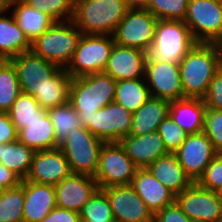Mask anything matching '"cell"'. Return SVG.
Masks as SVG:
<instances>
[{
    "instance_id": "1",
    "label": "cell",
    "mask_w": 222,
    "mask_h": 222,
    "mask_svg": "<svg viewBox=\"0 0 222 222\" xmlns=\"http://www.w3.org/2000/svg\"><path fill=\"white\" fill-rule=\"evenodd\" d=\"M179 67L184 97L203 98L221 68L217 44L196 42L179 62Z\"/></svg>"
},
{
    "instance_id": "2",
    "label": "cell",
    "mask_w": 222,
    "mask_h": 222,
    "mask_svg": "<svg viewBox=\"0 0 222 222\" xmlns=\"http://www.w3.org/2000/svg\"><path fill=\"white\" fill-rule=\"evenodd\" d=\"M117 81L105 72L72 78L69 102L87 127L97 110L114 101Z\"/></svg>"
},
{
    "instance_id": "3",
    "label": "cell",
    "mask_w": 222,
    "mask_h": 222,
    "mask_svg": "<svg viewBox=\"0 0 222 222\" xmlns=\"http://www.w3.org/2000/svg\"><path fill=\"white\" fill-rule=\"evenodd\" d=\"M128 9L125 0H75L72 21L82 34L112 35Z\"/></svg>"
},
{
    "instance_id": "4",
    "label": "cell",
    "mask_w": 222,
    "mask_h": 222,
    "mask_svg": "<svg viewBox=\"0 0 222 222\" xmlns=\"http://www.w3.org/2000/svg\"><path fill=\"white\" fill-rule=\"evenodd\" d=\"M82 33L72 20L54 22L31 42V51L62 69L70 63Z\"/></svg>"
},
{
    "instance_id": "5",
    "label": "cell",
    "mask_w": 222,
    "mask_h": 222,
    "mask_svg": "<svg viewBox=\"0 0 222 222\" xmlns=\"http://www.w3.org/2000/svg\"><path fill=\"white\" fill-rule=\"evenodd\" d=\"M196 44L184 21L158 19L149 55L154 60L179 63Z\"/></svg>"
},
{
    "instance_id": "6",
    "label": "cell",
    "mask_w": 222,
    "mask_h": 222,
    "mask_svg": "<svg viewBox=\"0 0 222 222\" xmlns=\"http://www.w3.org/2000/svg\"><path fill=\"white\" fill-rule=\"evenodd\" d=\"M114 43L112 35L82 34L74 55L65 68L67 73L72 78H77L104 71Z\"/></svg>"
},
{
    "instance_id": "7",
    "label": "cell",
    "mask_w": 222,
    "mask_h": 222,
    "mask_svg": "<svg viewBox=\"0 0 222 222\" xmlns=\"http://www.w3.org/2000/svg\"><path fill=\"white\" fill-rule=\"evenodd\" d=\"M105 142L86 127L74 130L59 145L67 159L71 172L95 176L99 166L101 147Z\"/></svg>"
},
{
    "instance_id": "8",
    "label": "cell",
    "mask_w": 222,
    "mask_h": 222,
    "mask_svg": "<svg viewBox=\"0 0 222 222\" xmlns=\"http://www.w3.org/2000/svg\"><path fill=\"white\" fill-rule=\"evenodd\" d=\"M137 169L120 142H105L100 150L99 166L94 178L99 189L130 185Z\"/></svg>"
},
{
    "instance_id": "9",
    "label": "cell",
    "mask_w": 222,
    "mask_h": 222,
    "mask_svg": "<svg viewBox=\"0 0 222 222\" xmlns=\"http://www.w3.org/2000/svg\"><path fill=\"white\" fill-rule=\"evenodd\" d=\"M185 24L196 42L222 39V0H189Z\"/></svg>"
},
{
    "instance_id": "10",
    "label": "cell",
    "mask_w": 222,
    "mask_h": 222,
    "mask_svg": "<svg viewBox=\"0 0 222 222\" xmlns=\"http://www.w3.org/2000/svg\"><path fill=\"white\" fill-rule=\"evenodd\" d=\"M158 19L147 9H128L112 34L114 42L149 53Z\"/></svg>"
},
{
    "instance_id": "11",
    "label": "cell",
    "mask_w": 222,
    "mask_h": 222,
    "mask_svg": "<svg viewBox=\"0 0 222 222\" xmlns=\"http://www.w3.org/2000/svg\"><path fill=\"white\" fill-rule=\"evenodd\" d=\"M175 201L193 222H222V201L218 192L193 183L177 194Z\"/></svg>"
},
{
    "instance_id": "12",
    "label": "cell",
    "mask_w": 222,
    "mask_h": 222,
    "mask_svg": "<svg viewBox=\"0 0 222 222\" xmlns=\"http://www.w3.org/2000/svg\"><path fill=\"white\" fill-rule=\"evenodd\" d=\"M144 78L151 97L161 98L169 102L185 98L179 63L154 60L148 54Z\"/></svg>"
},
{
    "instance_id": "13",
    "label": "cell",
    "mask_w": 222,
    "mask_h": 222,
    "mask_svg": "<svg viewBox=\"0 0 222 222\" xmlns=\"http://www.w3.org/2000/svg\"><path fill=\"white\" fill-rule=\"evenodd\" d=\"M10 61L16 68L21 92L33 97L62 69L31 50L11 58Z\"/></svg>"
},
{
    "instance_id": "14",
    "label": "cell",
    "mask_w": 222,
    "mask_h": 222,
    "mask_svg": "<svg viewBox=\"0 0 222 222\" xmlns=\"http://www.w3.org/2000/svg\"><path fill=\"white\" fill-rule=\"evenodd\" d=\"M132 116L133 113L113 101L97 110L86 128L104 142H119L130 134Z\"/></svg>"
},
{
    "instance_id": "15",
    "label": "cell",
    "mask_w": 222,
    "mask_h": 222,
    "mask_svg": "<svg viewBox=\"0 0 222 222\" xmlns=\"http://www.w3.org/2000/svg\"><path fill=\"white\" fill-rule=\"evenodd\" d=\"M115 222H154V215L130 185L105 187Z\"/></svg>"
},
{
    "instance_id": "16",
    "label": "cell",
    "mask_w": 222,
    "mask_h": 222,
    "mask_svg": "<svg viewBox=\"0 0 222 222\" xmlns=\"http://www.w3.org/2000/svg\"><path fill=\"white\" fill-rule=\"evenodd\" d=\"M174 154L194 183L199 180L217 155L213 143L204 132L189 134Z\"/></svg>"
},
{
    "instance_id": "17",
    "label": "cell",
    "mask_w": 222,
    "mask_h": 222,
    "mask_svg": "<svg viewBox=\"0 0 222 222\" xmlns=\"http://www.w3.org/2000/svg\"><path fill=\"white\" fill-rule=\"evenodd\" d=\"M71 169L63 152L59 148L36 151L30 171L25 178L36 184L55 186L71 174Z\"/></svg>"
},
{
    "instance_id": "18",
    "label": "cell",
    "mask_w": 222,
    "mask_h": 222,
    "mask_svg": "<svg viewBox=\"0 0 222 222\" xmlns=\"http://www.w3.org/2000/svg\"><path fill=\"white\" fill-rule=\"evenodd\" d=\"M54 187L56 205L78 213L99 189L93 176L78 173H71Z\"/></svg>"
},
{
    "instance_id": "19",
    "label": "cell",
    "mask_w": 222,
    "mask_h": 222,
    "mask_svg": "<svg viewBox=\"0 0 222 222\" xmlns=\"http://www.w3.org/2000/svg\"><path fill=\"white\" fill-rule=\"evenodd\" d=\"M148 53L137 48L114 43L106 68L103 72L115 81L145 77Z\"/></svg>"
},
{
    "instance_id": "20",
    "label": "cell",
    "mask_w": 222,
    "mask_h": 222,
    "mask_svg": "<svg viewBox=\"0 0 222 222\" xmlns=\"http://www.w3.org/2000/svg\"><path fill=\"white\" fill-rule=\"evenodd\" d=\"M119 142L138 169H145L158 158L169 154L157 131L145 135L129 134Z\"/></svg>"
},
{
    "instance_id": "21",
    "label": "cell",
    "mask_w": 222,
    "mask_h": 222,
    "mask_svg": "<svg viewBox=\"0 0 222 222\" xmlns=\"http://www.w3.org/2000/svg\"><path fill=\"white\" fill-rule=\"evenodd\" d=\"M131 186L153 215L175 201V195L156 179L147 168L137 169Z\"/></svg>"
},
{
    "instance_id": "22",
    "label": "cell",
    "mask_w": 222,
    "mask_h": 222,
    "mask_svg": "<svg viewBox=\"0 0 222 222\" xmlns=\"http://www.w3.org/2000/svg\"><path fill=\"white\" fill-rule=\"evenodd\" d=\"M23 222H41L57 205L53 185L24 179Z\"/></svg>"
},
{
    "instance_id": "23",
    "label": "cell",
    "mask_w": 222,
    "mask_h": 222,
    "mask_svg": "<svg viewBox=\"0 0 222 222\" xmlns=\"http://www.w3.org/2000/svg\"><path fill=\"white\" fill-rule=\"evenodd\" d=\"M147 169L175 196L194 183L186 174L174 153L158 158Z\"/></svg>"
},
{
    "instance_id": "24",
    "label": "cell",
    "mask_w": 222,
    "mask_h": 222,
    "mask_svg": "<svg viewBox=\"0 0 222 222\" xmlns=\"http://www.w3.org/2000/svg\"><path fill=\"white\" fill-rule=\"evenodd\" d=\"M206 105L202 98L170 101L169 116L188 134L203 132Z\"/></svg>"
},
{
    "instance_id": "25",
    "label": "cell",
    "mask_w": 222,
    "mask_h": 222,
    "mask_svg": "<svg viewBox=\"0 0 222 222\" xmlns=\"http://www.w3.org/2000/svg\"><path fill=\"white\" fill-rule=\"evenodd\" d=\"M170 102L150 97L132 116L131 135H145L158 130L169 115Z\"/></svg>"
},
{
    "instance_id": "26",
    "label": "cell",
    "mask_w": 222,
    "mask_h": 222,
    "mask_svg": "<svg viewBox=\"0 0 222 222\" xmlns=\"http://www.w3.org/2000/svg\"><path fill=\"white\" fill-rule=\"evenodd\" d=\"M0 14V60L11 58L31 50V42L18 27L15 18Z\"/></svg>"
},
{
    "instance_id": "27",
    "label": "cell",
    "mask_w": 222,
    "mask_h": 222,
    "mask_svg": "<svg viewBox=\"0 0 222 222\" xmlns=\"http://www.w3.org/2000/svg\"><path fill=\"white\" fill-rule=\"evenodd\" d=\"M11 8L18 27L25 33L30 42L45 32L54 21L41 11L30 7L23 0H13Z\"/></svg>"
},
{
    "instance_id": "28",
    "label": "cell",
    "mask_w": 222,
    "mask_h": 222,
    "mask_svg": "<svg viewBox=\"0 0 222 222\" xmlns=\"http://www.w3.org/2000/svg\"><path fill=\"white\" fill-rule=\"evenodd\" d=\"M17 139L36 151L59 148L53 124L47 113L17 133Z\"/></svg>"
},
{
    "instance_id": "29",
    "label": "cell",
    "mask_w": 222,
    "mask_h": 222,
    "mask_svg": "<svg viewBox=\"0 0 222 222\" xmlns=\"http://www.w3.org/2000/svg\"><path fill=\"white\" fill-rule=\"evenodd\" d=\"M35 151L18 139L0 144V163L25 179L30 171Z\"/></svg>"
},
{
    "instance_id": "30",
    "label": "cell",
    "mask_w": 222,
    "mask_h": 222,
    "mask_svg": "<svg viewBox=\"0 0 222 222\" xmlns=\"http://www.w3.org/2000/svg\"><path fill=\"white\" fill-rule=\"evenodd\" d=\"M71 81L66 69H61L34 98L44 109L63 105L69 102Z\"/></svg>"
},
{
    "instance_id": "31",
    "label": "cell",
    "mask_w": 222,
    "mask_h": 222,
    "mask_svg": "<svg viewBox=\"0 0 222 222\" xmlns=\"http://www.w3.org/2000/svg\"><path fill=\"white\" fill-rule=\"evenodd\" d=\"M145 78L117 82L114 101L129 112H136L151 96Z\"/></svg>"
},
{
    "instance_id": "32",
    "label": "cell",
    "mask_w": 222,
    "mask_h": 222,
    "mask_svg": "<svg viewBox=\"0 0 222 222\" xmlns=\"http://www.w3.org/2000/svg\"><path fill=\"white\" fill-rule=\"evenodd\" d=\"M7 113L18 132L29 123L42 118L46 109L42 108L32 95L21 92Z\"/></svg>"
},
{
    "instance_id": "33",
    "label": "cell",
    "mask_w": 222,
    "mask_h": 222,
    "mask_svg": "<svg viewBox=\"0 0 222 222\" xmlns=\"http://www.w3.org/2000/svg\"><path fill=\"white\" fill-rule=\"evenodd\" d=\"M59 146L71 132L81 128L80 118L70 102L46 109Z\"/></svg>"
},
{
    "instance_id": "34",
    "label": "cell",
    "mask_w": 222,
    "mask_h": 222,
    "mask_svg": "<svg viewBox=\"0 0 222 222\" xmlns=\"http://www.w3.org/2000/svg\"><path fill=\"white\" fill-rule=\"evenodd\" d=\"M21 93L15 66L10 60H0V112H8Z\"/></svg>"
},
{
    "instance_id": "35",
    "label": "cell",
    "mask_w": 222,
    "mask_h": 222,
    "mask_svg": "<svg viewBox=\"0 0 222 222\" xmlns=\"http://www.w3.org/2000/svg\"><path fill=\"white\" fill-rule=\"evenodd\" d=\"M24 179L16 187L0 193V222H23Z\"/></svg>"
},
{
    "instance_id": "36",
    "label": "cell",
    "mask_w": 222,
    "mask_h": 222,
    "mask_svg": "<svg viewBox=\"0 0 222 222\" xmlns=\"http://www.w3.org/2000/svg\"><path fill=\"white\" fill-rule=\"evenodd\" d=\"M79 216L80 222H115L109 199L102 189L84 204Z\"/></svg>"
},
{
    "instance_id": "37",
    "label": "cell",
    "mask_w": 222,
    "mask_h": 222,
    "mask_svg": "<svg viewBox=\"0 0 222 222\" xmlns=\"http://www.w3.org/2000/svg\"><path fill=\"white\" fill-rule=\"evenodd\" d=\"M30 7L48 15L54 22L70 21L74 15L75 0H23Z\"/></svg>"
},
{
    "instance_id": "38",
    "label": "cell",
    "mask_w": 222,
    "mask_h": 222,
    "mask_svg": "<svg viewBox=\"0 0 222 222\" xmlns=\"http://www.w3.org/2000/svg\"><path fill=\"white\" fill-rule=\"evenodd\" d=\"M189 0H149L147 10L157 19L184 21Z\"/></svg>"
},
{
    "instance_id": "39",
    "label": "cell",
    "mask_w": 222,
    "mask_h": 222,
    "mask_svg": "<svg viewBox=\"0 0 222 222\" xmlns=\"http://www.w3.org/2000/svg\"><path fill=\"white\" fill-rule=\"evenodd\" d=\"M157 132L169 153H175L189 135L169 115L160 123Z\"/></svg>"
},
{
    "instance_id": "40",
    "label": "cell",
    "mask_w": 222,
    "mask_h": 222,
    "mask_svg": "<svg viewBox=\"0 0 222 222\" xmlns=\"http://www.w3.org/2000/svg\"><path fill=\"white\" fill-rule=\"evenodd\" d=\"M203 132L213 143L216 154L222 156V111L206 108Z\"/></svg>"
},
{
    "instance_id": "41",
    "label": "cell",
    "mask_w": 222,
    "mask_h": 222,
    "mask_svg": "<svg viewBox=\"0 0 222 222\" xmlns=\"http://www.w3.org/2000/svg\"><path fill=\"white\" fill-rule=\"evenodd\" d=\"M200 187L218 192L222 189V156L216 155L196 182Z\"/></svg>"
},
{
    "instance_id": "42",
    "label": "cell",
    "mask_w": 222,
    "mask_h": 222,
    "mask_svg": "<svg viewBox=\"0 0 222 222\" xmlns=\"http://www.w3.org/2000/svg\"><path fill=\"white\" fill-rule=\"evenodd\" d=\"M202 99L207 108L222 111V67L213 76L207 93Z\"/></svg>"
},
{
    "instance_id": "43",
    "label": "cell",
    "mask_w": 222,
    "mask_h": 222,
    "mask_svg": "<svg viewBox=\"0 0 222 222\" xmlns=\"http://www.w3.org/2000/svg\"><path fill=\"white\" fill-rule=\"evenodd\" d=\"M154 222H193L174 201L154 215Z\"/></svg>"
},
{
    "instance_id": "44",
    "label": "cell",
    "mask_w": 222,
    "mask_h": 222,
    "mask_svg": "<svg viewBox=\"0 0 222 222\" xmlns=\"http://www.w3.org/2000/svg\"><path fill=\"white\" fill-rule=\"evenodd\" d=\"M17 133L8 113L0 112V144L16 141Z\"/></svg>"
},
{
    "instance_id": "45",
    "label": "cell",
    "mask_w": 222,
    "mask_h": 222,
    "mask_svg": "<svg viewBox=\"0 0 222 222\" xmlns=\"http://www.w3.org/2000/svg\"><path fill=\"white\" fill-rule=\"evenodd\" d=\"M41 222H80L79 213L56 206Z\"/></svg>"
},
{
    "instance_id": "46",
    "label": "cell",
    "mask_w": 222,
    "mask_h": 222,
    "mask_svg": "<svg viewBox=\"0 0 222 222\" xmlns=\"http://www.w3.org/2000/svg\"><path fill=\"white\" fill-rule=\"evenodd\" d=\"M22 180L14 171L0 163V187L2 189L16 187L22 183Z\"/></svg>"
},
{
    "instance_id": "47",
    "label": "cell",
    "mask_w": 222,
    "mask_h": 222,
    "mask_svg": "<svg viewBox=\"0 0 222 222\" xmlns=\"http://www.w3.org/2000/svg\"><path fill=\"white\" fill-rule=\"evenodd\" d=\"M125 2L130 9H147L149 0H125Z\"/></svg>"
},
{
    "instance_id": "48",
    "label": "cell",
    "mask_w": 222,
    "mask_h": 222,
    "mask_svg": "<svg viewBox=\"0 0 222 222\" xmlns=\"http://www.w3.org/2000/svg\"><path fill=\"white\" fill-rule=\"evenodd\" d=\"M13 0H0V14H3L11 9Z\"/></svg>"
},
{
    "instance_id": "49",
    "label": "cell",
    "mask_w": 222,
    "mask_h": 222,
    "mask_svg": "<svg viewBox=\"0 0 222 222\" xmlns=\"http://www.w3.org/2000/svg\"><path fill=\"white\" fill-rule=\"evenodd\" d=\"M219 53H220V60H221V67H222V39H220L217 43Z\"/></svg>"
},
{
    "instance_id": "50",
    "label": "cell",
    "mask_w": 222,
    "mask_h": 222,
    "mask_svg": "<svg viewBox=\"0 0 222 222\" xmlns=\"http://www.w3.org/2000/svg\"><path fill=\"white\" fill-rule=\"evenodd\" d=\"M218 194H219L220 200L222 201V189L218 191Z\"/></svg>"
}]
</instances>
